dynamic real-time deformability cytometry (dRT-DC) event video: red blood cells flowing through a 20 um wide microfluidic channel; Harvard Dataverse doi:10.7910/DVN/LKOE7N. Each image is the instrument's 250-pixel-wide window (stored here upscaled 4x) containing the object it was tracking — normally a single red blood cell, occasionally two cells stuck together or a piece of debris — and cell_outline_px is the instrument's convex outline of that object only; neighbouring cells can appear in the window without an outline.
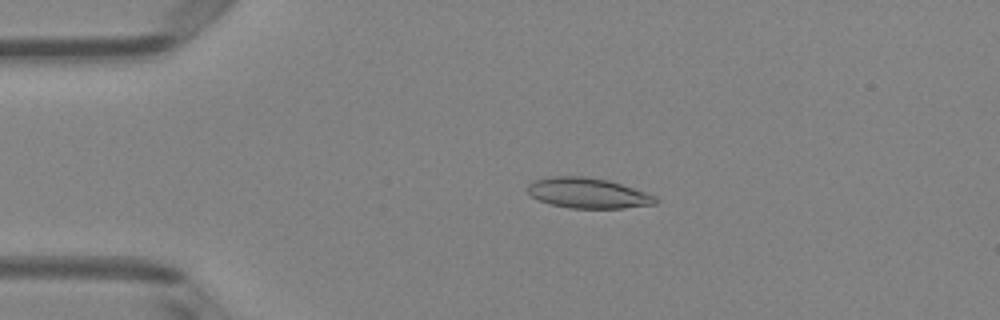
{"species": "Egyptian fruit bat (a non-hibernating species)", "species_latin": "Rousettus aegyptiacus", "temperature_condition": "room temperature", "stored_images_in_passage": 5, "camera_frame_rate_fps": 3000, "um_per_image_px": 0.085, "animal": {"sex": "female"}, "frame": {"image": 1, "passage_image": 4, "time_ms": 1.0, "image_size_px": [1000, 320], "cell_outline_px": [[660, 200], [656, 204], [624, 208], [568, 208], [548, 204], [532, 196], [528, 192], [528, 184], [532, 180], [548, 176], [584, 176], [608, 180], [656, 196]], "centroid_in_image_um": [49.95, 16.41], "position_along_channel_um": 35.1, "area_um2": 22.72}}